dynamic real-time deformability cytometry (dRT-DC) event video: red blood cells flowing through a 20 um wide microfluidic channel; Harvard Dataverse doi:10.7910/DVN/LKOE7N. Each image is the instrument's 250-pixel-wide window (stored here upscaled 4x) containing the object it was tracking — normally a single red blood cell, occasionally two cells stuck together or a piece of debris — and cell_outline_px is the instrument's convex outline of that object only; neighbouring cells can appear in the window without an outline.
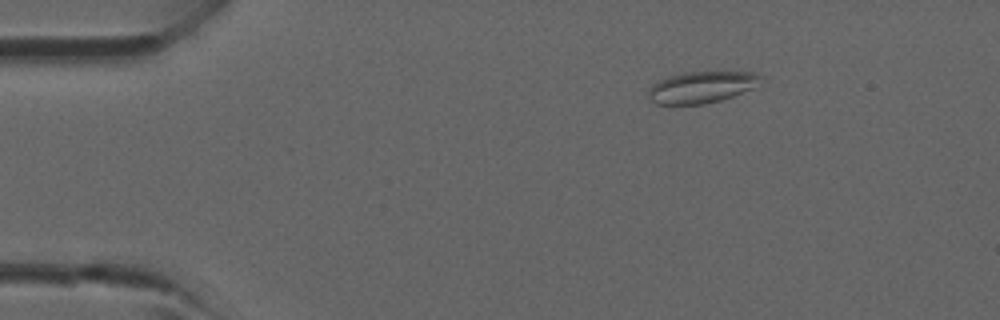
{"species": "common noctule bat (a hibernating species)", "species_latin": "Nyctalus noctula", "temperature_condition": "room temperature", "stored_images_in_passage": 3, "camera_frame_rate_fps": 3000, "um_per_image_px": 0.085, "animal": {"sex": "male", "forearm_length_mm": 52.5}, "frame": {"image": 1, "passage_image": 3, "time_ms": 2.333, "image_size_px": [1000, 320], "cell_outline_px": [[764, 80], [752, 88], [732, 96], [720, 100], [704, 104], [656, 104], [648, 100], [648, 88], [652, 84], [668, 76], [684, 72], [756, 72], [764, 76]], "centroid_in_image_um": [59.63, 7.4], "position_along_channel_um": 25.4, "area_um2": 20.81}}